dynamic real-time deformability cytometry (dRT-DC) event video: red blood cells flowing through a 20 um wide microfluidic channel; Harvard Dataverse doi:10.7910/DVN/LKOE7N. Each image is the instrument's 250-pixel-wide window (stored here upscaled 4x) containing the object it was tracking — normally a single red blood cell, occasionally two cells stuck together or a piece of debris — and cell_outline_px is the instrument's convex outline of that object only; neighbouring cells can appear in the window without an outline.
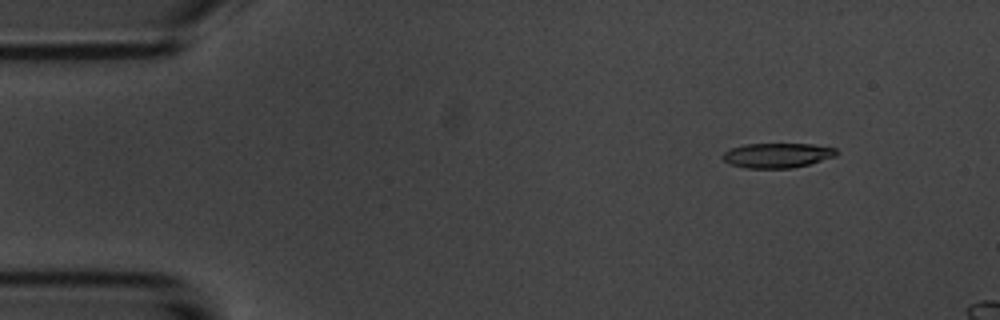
{"species": "common noctule bat (a hibernating species)", "species_latin": "Nyctalus noctula", "temperature_condition": "room temperature", "stored_images_in_passage": 4, "camera_frame_rate_fps": 3000, "um_per_image_px": 0.085, "animal": {"sex": "male", "body_mass_g": 20.1, "forearm_length_mm": 53.5}, "frame": {"image": 1, "passage_image": 2, "time_ms": 1.333, "image_size_px": [1000, 320], "cell_outline_px": [[840, 152], [836, 156], [808, 164], [792, 168], [744, 168], [732, 164], [724, 160], [720, 156], [724, 152], [732, 148], [744, 144], [812, 144], [836, 148]], "centroid_in_image_um": [66.08, 13.2], "position_along_channel_um": 18.9, "area_um2": 16.42}}